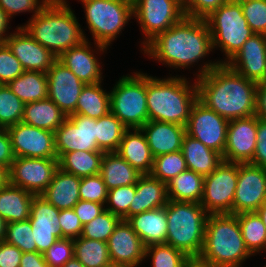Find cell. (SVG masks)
Segmentation results:
<instances>
[{
    "instance_id": "cell-45",
    "label": "cell",
    "mask_w": 266,
    "mask_h": 267,
    "mask_svg": "<svg viewBox=\"0 0 266 267\" xmlns=\"http://www.w3.org/2000/svg\"><path fill=\"white\" fill-rule=\"evenodd\" d=\"M135 195V184L108 190L105 209L121 220L129 218V208Z\"/></svg>"
},
{
    "instance_id": "cell-24",
    "label": "cell",
    "mask_w": 266,
    "mask_h": 267,
    "mask_svg": "<svg viewBox=\"0 0 266 267\" xmlns=\"http://www.w3.org/2000/svg\"><path fill=\"white\" fill-rule=\"evenodd\" d=\"M153 157L181 150L186 127L161 121H148L140 128Z\"/></svg>"
},
{
    "instance_id": "cell-40",
    "label": "cell",
    "mask_w": 266,
    "mask_h": 267,
    "mask_svg": "<svg viewBox=\"0 0 266 267\" xmlns=\"http://www.w3.org/2000/svg\"><path fill=\"white\" fill-rule=\"evenodd\" d=\"M144 257L152 259V267H186L192 260L184 252L167 244L146 246Z\"/></svg>"
},
{
    "instance_id": "cell-34",
    "label": "cell",
    "mask_w": 266,
    "mask_h": 267,
    "mask_svg": "<svg viewBox=\"0 0 266 267\" xmlns=\"http://www.w3.org/2000/svg\"><path fill=\"white\" fill-rule=\"evenodd\" d=\"M204 176L186 170L167 183L168 199L200 203L203 197Z\"/></svg>"
},
{
    "instance_id": "cell-1",
    "label": "cell",
    "mask_w": 266,
    "mask_h": 267,
    "mask_svg": "<svg viewBox=\"0 0 266 267\" xmlns=\"http://www.w3.org/2000/svg\"><path fill=\"white\" fill-rule=\"evenodd\" d=\"M204 64L195 73L198 99L203 104L227 120L256 114L257 83L218 60Z\"/></svg>"
},
{
    "instance_id": "cell-23",
    "label": "cell",
    "mask_w": 266,
    "mask_h": 267,
    "mask_svg": "<svg viewBox=\"0 0 266 267\" xmlns=\"http://www.w3.org/2000/svg\"><path fill=\"white\" fill-rule=\"evenodd\" d=\"M91 42L84 40L81 44L64 51L57 60L70 69L77 78L86 84L102 82L101 63L94 56ZM97 58V59H96Z\"/></svg>"
},
{
    "instance_id": "cell-20",
    "label": "cell",
    "mask_w": 266,
    "mask_h": 267,
    "mask_svg": "<svg viewBox=\"0 0 266 267\" xmlns=\"http://www.w3.org/2000/svg\"><path fill=\"white\" fill-rule=\"evenodd\" d=\"M226 64L248 80L266 82V35L254 33Z\"/></svg>"
},
{
    "instance_id": "cell-18",
    "label": "cell",
    "mask_w": 266,
    "mask_h": 267,
    "mask_svg": "<svg viewBox=\"0 0 266 267\" xmlns=\"http://www.w3.org/2000/svg\"><path fill=\"white\" fill-rule=\"evenodd\" d=\"M46 73L48 98L52 100L66 116L74 114L78 98L85 84L58 60L52 64Z\"/></svg>"
},
{
    "instance_id": "cell-50",
    "label": "cell",
    "mask_w": 266,
    "mask_h": 267,
    "mask_svg": "<svg viewBox=\"0 0 266 267\" xmlns=\"http://www.w3.org/2000/svg\"><path fill=\"white\" fill-rule=\"evenodd\" d=\"M226 1L227 0H181V4L185 16L204 19Z\"/></svg>"
},
{
    "instance_id": "cell-2",
    "label": "cell",
    "mask_w": 266,
    "mask_h": 267,
    "mask_svg": "<svg viewBox=\"0 0 266 267\" xmlns=\"http://www.w3.org/2000/svg\"><path fill=\"white\" fill-rule=\"evenodd\" d=\"M212 50V37L206 21L187 16L157 35L142 49L150 56L148 58L174 69L195 66Z\"/></svg>"
},
{
    "instance_id": "cell-22",
    "label": "cell",
    "mask_w": 266,
    "mask_h": 267,
    "mask_svg": "<svg viewBox=\"0 0 266 267\" xmlns=\"http://www.w3.org/2000/svg\"><path fill=\"white\" fill-rule=\"evenodd\" d=\"M111 263L129 267L140 266L145 260V246L127 220H120L107 241Z\"/></svg>"
},
{
    "instance_id": "cell-8",
    "label": "cell",
    "mask_w": 266,
    "mask_h": 267,
    "mask_svg": "<svg viewBox=\"0 0 266 267\" xmlns=\"http://www.w3.org/2000/svg\"><path fill=\"white\" fill-rule=\"evenodd\" d=\"M97 51H107L133 17V5L123 0H79Z\"/></svg>"
},
{
    "instance_id": "cell-64",
    "label": "cell",
    "mask_w": 266,
    "mask_h": 267,
    "mask_svg": "<svg viewBox=\"0 0 266 267\" xmlns=\"http://www.w3.org/2000/svg\"><path fill=\"white\" fill-rule=\"evenodd\" d=\"M186 267H210V266H206L204 264H201L197 260H191V262Z\"/></svg>"
},
{
    "instance_id": "cell-53",
    "label": "cell",
    "mask_w": 266,
    "mask_h": 267,
    "mask_svg": "<svg viewBox=\"0 0 266 267\" xmlns=\"http://www.w3.org/2000/svg\"><path fill=\"white\" fill-rule=\"evenodd\" d=\"M74 212L77 214L80 222L84 226L103 211H105V204L79 200L73 207Z\"/></svg>"
},
{
    "instance_id": "cell-49",
    "label": "cell",
    "mask_w": 266,
    "mask_h": 267,
    "mask_svg": "<svg viewBox=\"0 0 266 267\" xmlns=\"http://www.w3.org/2000/svg\"><path fill=\"white\" fill-rule=\"evenodd\" d=\"M24 71L20 61L7 44H0V84L7 85Z\"/></svg>"
},
{
    "instance_id": "cell-4",
    "label": "cell",
    "mask_w": 266,
    "mask_h": 267,
    "mask_svg": "<svg viewBox=\"0 0 266 267\" xmlns=\"http://www.w3.org/2000/svg\"><path fill=\"white\" fill-rule=\"evenodd\" d=\"M176 75L157 78L147 74L148 121L187 125L194 103L198 99L196 80Z\"/></svg>"
},
{
    "instance_id": "cell-32",
    "label": "cell",
    "mask_w": 266,
    "mask_h": 267,
    "mask_svg": "<svg viewBox=\"0 0 266 267\" xmlns=\"http://www.w3.org/2000/svg\"><path fill=\"white\" fill-rule=\"evenodd\" d=\"M66 119V114L47 98L25 104L22 122L55 132Z\"/></svg>"
},
{
    "instance_id": "cell-28",
    "label": "cell",
    "mask_w": 266,
    "mask_h": 267,
    "mask_svg": "<svg viewBox=\"0 0 266 267\" xmlns=\"http://www.w3.org/2000/svg\"><path fill=\"white\" fill-rule=\"evenodd\" d=\"M80 184V177L58 168L41 196L59 210L72 209L80 200Z\"/></svg>"
},
{
    "instance_id": "cell-54",
    "label": "cell",
    "mask_w": 266,
    "mask_h": 267,
    "mask_svg": "<svg viewBox=\"0 0 266 267\" xmlns=\"http://www.w3.org/2000/svg\"><path fill=\"white\" fill-rule=\"evenodd\" d=\"M250 163L266 168V120L261 118H258L256 148Z\"/></svg>"
},
{
    "instance_id": "cell-52",
    "label": "cell",
    "mask_w": 266,
    "mask_h": 267,
    "mask_svg": "<svg viewBox=\"0 0 266 267\" xmlns=\"http://www.w3.org/2000/svg\"><path fill=\"white\" fill-rule=\"evenodd\" d=\"M60 232L64 238H79L82 234L83 225L77 214L72 209H64L59 212Z\"/></svg>"
},
{
    "instance_id": "cell-13",
    "label": "cell",
    "mask_w": 266,
    "mask_h": 267,
    "mask_svg": "<svg viewBox=\"0 0 266 267\" xmlns=\"http://www.w3.org/2000/svg\"><path fill=\"white\" fill-rule=\"evenodd\" d=\"M58 168L57 158L15 157L9 168V182L34 195H41Z\"/></svg>"
},
{
    "instance_id": "cell-59",
    "label": "cell",
    "mask_w": 266,
    "mask_h": 267,
    "mask_svg": "<svg viewBox=\"0 0 266 267\" xmlns=\"http://www.w3.org/2000/svg\"><path fill=\"white\" fill-rule=\"evenodd\" d=\"M10 18L6 12L0 7V44H4L6 39L12 34L8 33ZM8 34H7V33Z\"/></svg>"
},
{
    "instance_id": "cell-58",
    "label": "cell",
    "mask_w": 266,
    "mask_h": 267,
    "mask_svg": "<svg viewBox=\"0 0 266 267\" xmlns=\"http://www.w3.org/2000/svg\"><path fill=\"white\" fill-rule=\"evenodd\" d=\"M255 115L266 120V82L257 83Z\"/></svg>"
},
{
    "instance_id": "cell-7",
    "label": "cell",
    "mask_w": 266,
    "mask_h": 267,
    "mask_svg": "<svg viewBox=\"0 0 266 267\" xmlns=\"http://www.w3.org/2000/svg\"><path fill=\"white\" fill-rule=\"evenodd\" d=\"M204 20L212 37L213 50L219 47L225 53L226 58L224 61L221 59L220 64H226L254 34L238 0H227Z\"/></svg>"
},
{
    "instance_id": "cell-14",
    "label": "cell",
    "mask_w": 266,
    "mask_h": 267,
    "mask_svg": "<svg viewBox=\"0 0 266 267\" xmlns=\"http://www.w3.org/2000/svg\"><path fill=\"white\" fill-rule=\"evenodd\" d=\"M55 149L59 160L73 151H100L96 141V119L72 114L54 132Z\"/></svg>"
},
{
    "instance_id": "cell-62",
    "label": "cell",
    "mask_w": 266,
    "mask_h": 267,
    "mask_svg": "<svg viewBox=\"0 0 266 267\" xmlns=\"http://www.w3.org/2000/svg\"><path fill=\"white\" fill-rule=\"evenodd\" d=\"M266 227V202L256 211Z\"/></svg>"
},
{
    "instance_id": "cell-17",
    "label": "cell",
    "mask_w": 266,
    "mask_h": 267,
    "mask_svg": "<svg viewBox=\"0 0 266 267\" xmlns=\"http://www.w3.org/2000/svg\"><path fill=\"white\" fill-rule=\"evenodd\" d=\"M257 124L256 115L229 120L223 161L238 164L251 162L257 142Z\"/></svg>"
},
{
    "instance_id": "cell-51",
    "label": "cell",
    "mask_w": 266,
    "mask_h": 267,
    "mask_svg": "<svg viewBox=\"0 0 266 267\" xmlns=\"http://www.w3.org/2000/svg\"><path fill=\"white\" fill-rule=\"evenodd\" d=\"M49 0H0V7L6 12L11 19L19 13L32 12L35 16Z\"/></svg>"
},
{
    "instance_id": "cell-63",
    "label": "cell",
    "mask_w": 266,
    "mask_h": 267,
    "mask_svg": "<svg viewBox=\"0 0 266 267\" xmlns=\"http://www.w3.org/2000/svg\"><path fill=\"white\" fill-rule=\"evenodd\" d=\"M63 267H84L80 261L76 258L73 257L72 259H70L69 261H67Z\"/></svg>"
},
{
    "instance_id": "cell-9",
    "label": "cell",
    "mask_w": 266,
    "mask_h": 267,
    "mask_svg": "<svg viewBox=\"0 0 266 267\" xmlns=\"http://www.w3.org/2000/svg\"><path fill=\"white\" fill-rule=\"evenodd\" d=\"M110 111L128 129L142 128L148 122L147 73L119 78L110 91Z\"/></svg>"
},
{
    "instance_id": "cell-6",
    "label": "cell",
    "mask_w": 266,
    "mask_h": 267,
    "mask_svg": "<svg viewBox=\"0 0 266 267\" xmlns=\"http://www.w3.org/2000/svg\"><path fill=\"white\" fill-rule=\"evenodd\" d=\"M208 216L200 203L168 200L165 244L197 260L204 246Z\"/></svg>"
},
{
    "instance_id": "cell-11",
    "label": "cell",
    "mask_w": 266,
    "mask_h": 267,
    "mask_svg": "<svg viewBox=\"0 0 266 267\" xmlns=\"http://www.w3.org/2000/svg\"><path fill=\"white\" fill-rule=\"evenodd\" d=\"M238 181V163L222 161L209 175L204 176L200 204L209 214H233L234 194Z\"/></svg>"
},
{
    "instance_id": "cell-29",
    "label": "cell",
    "mask_w": 266,
    "mask_h": 267,
    "mask_svg": "<svg viewBox=\"0 0 266 267\" xmlns=\"http://www.w3.org/2000/svg\"><path fill=\"white\" fill-rule=\"evenodd\" d=\"M181 151L188 170L202 176L212 173L223 161L220 153L206 147L202 142L185 134Z\"/></svg>"
},
{
    "instance_id": "cell-60",
    "label": "cell",
    "mask_w": 266,
    "mask_h": 267,
    "mask_svg": "<svg viewBox=\"0 0 266 267\" xmlns=\"http://www.w3.org/2000/svg\"><path fill=\"white\" fill-rule=\"evenodd\" d=\"M9 183V169L0 165V189Z\"/></svg>"
},
{
    "instance_id": "cell-41",
    "label": "cell",
    "mask_w": 266,
    "mask_h": 267,
    "mask_svg": "<svg viewBox=\"0 0 266 267\" xmlns=\"http://www.w3.org/2000/svg\"><path fill=\"white\" fill-rule=\"evenodd\" d=\"M187 170L186 161L182 151L162 154L153 160V167L150 175L167 184L181 172Z\"/></svg>"
},
{
    "instance_id": "cell-30",
    "label": "cell",
    "mask_w": 266,
    "mask_h": 267,
    "mask_svg": "<svg viewBox=\"0 0 266 267\" xmlns=\"http://www.w3.org/2000/svg\"><path fill=\"white\" fill-rule=\"evenodd\" d=\"M100 175L108 190L134 185L143 175L133 168L117 152L104 153L101 160Z\"/></svg>"
},
{
    "instance_id": "cell-56",
    "label": "cell",
    "mask_w": 266,
    "mask_h": 267,
    "mask_svg": "<svg viewBox=\"0 0 266 267\" xmlns=\"http://www.w3.org/2000/svg\"><path fill=\"white\" fill-rule=\"evenodd\" d=\"M14 159L9 133L0 128V165L9 169Z\"/></svg>"
},
{
    "instance_id": "cell-35",
    "label": "cell",
    "mask_w": 266,
    "mask_h": 267,
    "mask_svg": "<svg viewBox=\"0 0 266 267\" xmlns=\"http://www.w3.org/2000/svg\"><path fill=\"white\" fill-rule=\"evenodd\" d=\"M101 83L86 84L83 87L74 114L99 119L110 112V92H106Z\"/></svg>"
},
{
    "instance_id": "cell-48",
    "label": "cell",
    "mask_w": 266,
    "mask_h": 267,
    "mask_svg": "<svg viewBox=\"0 0 266 267\" xmlns=\"http://www.w3.org/2000/svg\"><path fill=\"white\" fill-rule=\"evenodd\" d=\"M43 255L48 267H63L74 257V239L64 237L58 239Z\"/></svg>"
},
{
    "instance_id": "cell-27",
    "label": "cell",
    "mask_w": 266,
    "mask_h": 267,
    "mask_svg": "<svg viewBox=\"0 0 266 267\" xmlns=\"http://www.w3.org/2000/svg\"><path fill=\"white\" fill-rule=\"evenodd\" d=\"M116 152L140 173H151L154 157L140 128L127 129Z\"/></svg>"
},
{
    "instance_id": "cell-19",
    "label": "cell",
    "mask_w": 266,
    "mask_h": 267,
    "mask_svg": "<svg viewBox=\"0 0 266 267\" xmlns=\"http://www.w3.org/2000/svg\"><path fill=\"white\" fill-rule=\"evenodd\" d=\"M59 212L60 210L43 196L34 195L29 220L37 252L43 254L53 243L63 238L60 232Z\"/></svg>"
},
{
    "instance_id": "cell-37",
    "label": "cell",
    "mask_w": 266,
    "mask_h": 267,
    "mask_svg": "<svg viewBox=\"0 0 266 267\" xmlns=\"http://www.w3.org/2000/svg\"><path fill=\"white\" fill-rule=\"evenodd\" d=\"M128 128L110 111L96 119V141L104 153L116 152Z\"/></svg>"
},
{
    "instance_id": "cell-10",
    "label": "cell",
    "mask_w": 266,
    "mask_h": 267,
    "mask_svg": "<svg viewBox=\"0 0 266 267\" xmlns=\"http://www.w3.org/2000/svg\"><path fill=\"white\" fill-rule=\"evenodd\" d=\"M133 16L144 33L142 49L157 35L165 32L184 16L181 0H138L133 5Z\"/></svg>"
},
{
    "instance_id": "cell-12",
    "label": "cell",
    "mask_w": 266,
    "mask_h": 267,
    "mask_svg": "<svg viewBox=\"0 0 266 267\" xmlns=\"http://www.w3.org/2000/svg\"><path fill=\"white\" fill-rule=\"evenodd\" d=\"M228 124L229 120L223 118L197 99L186 125V134L199 140L206 147L220 153L223 157Z\"/></svg>"
},
{
    "instance_id": "cell-44",
    "label": "cell",
    "mask_w": 266,
    "mask_h": 267,
    "mask_svg": "<svg viewBox=\"0 0 266 267\" xmlns=\"http://www.w3.org/2000/svg\"><path fill=\"white\" fill-rule=\"evenodd\" d=\"M4 241L16 246L23 253L37 251V245L32 234V226L29 219L7 223Z\"/></svg>"
},
{
    "instance_id": "cell-57",
    "label": "cell",
    "mask_w": 266,
    "mask_h": 267,
    "mask_svg": "<svg viewBox=\"0 0 266 267\" xmlns=\"http://www.w3.org/2000/svg\"><path fill=\"white\" fill-rule=\"evenodd\" d=\"M19 267H48V264L42 253L25 252L22 254Z\"/></svg>"
},
{
    "instance_id": "cell-43",
    "label": "cell",
    "mask_w": 266,
    "mask_h": 267,
    "mask_svg": "<svg viewBox=\"0 0 266 267\" xmlns=\"http://www.w3.org/2000/svg\"><path fill=\"white\" fill-rule=\"evenodd\" d=\"M120 220L118 216L105 210L83 226L80 237L107 242Z\"/></svg>"
},
{
    "instance_id": "cell-31",
    "label": "cell",
    "mask_w": 266,
    "mask_h": 267,
    "mask_svg": "<svg viewBox=\"0 0 266 267\" xmlns=\"http://www.w3.org/2000/svg\"><path fill=\"white\" fill-rule=\"evenodd\" d=\"M34 194L12 185L0 189V217L7 223L29 219Z\"/></svg>"
},
{
    "instance_id": "cell-25",
    "label": "cell",
    "mask_w": 266,
    "mask_h": 267,
    "mask_svg": "<svg viewBox=\"0 0 266 267\" xmlns=\"http://www.w3.org/2000/svg\"><path fill=\"white\" fill-rule=\"evenodd\" d=\"M168 200L167 184L150 174H143L135 184V195L129 208V217L164 207Z\"/></svg>"
},
{
    "instance_id": "cell-21",
    "label": "cell",
    "mask_w": 266,
    "mask_h": 267,
    "mask_svg": "<svg viewBox=\"0 0 266 267\" xmlns=\"http://www.w3.org/2000/svg\"><path fill=\"white\" fill-rule=\"evenodd\" d=\"M15 30L5 43L20 61L23 69L46 73L57 57L34 40L22 26Z\"/></svg>"
},
{
    "instance_id": "cell-39",
    "label": "cell",
    "mask_w": 266,
    "mask_h": 267,
    "mask_svg": "<svg viewBox=\"0 0 266 267\" xmlns=\"http://www.w3.org/2000/svg\"><path fill=\"white\" fill-rule=\"evenodd\" d=\"M74 257L84 267H104L111 263L107 242L83 237L74 239Z\"/></svg>"
},
{
    "instance_id": "cell-42",
    "label": "cell",
    "mask_w": 266,
    "mask_h": 267,
    "mask_svg": "<svg viewBox=\"0 0 266 267\" xmlns=\"http://www.w3.org/2000/svg\"><path fill=\"white\" fill-rule=\"evenodd\" d=\"M25 104L8 85L0 84V128L7 129L22 121Z\"/></svg>"
},
{
    "instance_id": "cell-55",
    "label": "cell",
    "mask_w": 266,
    "mask_h": 267,
    "mask_svg": "<svg viewBox=\"0 0 266 267\" xmlns=\"http://www.w3.org/2000/svg\"><path fill=\"white\" fill-rule=\"evenodd\" d=\"M23 252L5 241L0 242V267H19Z\"/></svg>"
},
{
    "instance_id": "cell-47",
    "label": "cell",
    "mask_w": 266,
    "mask_h": 267,
    "mask_svg": "<svg viewBox=\"0 0 266 267\" xmlns=\"http://www.w3.org/2000/svg\"><path fill=\"white\" fill-rule=\"evenodd\" d=\"M80 200L106 205L108 189L100 174L81 178Z\"/></svg>"
},
{
    "instance_id": "cell-15",
    "label": "cell",
    "mask_w": 266,
    "mask_h": 267,
    "mask_svg": "<svg viewBox=\"0 0 266 267\" xmlns=\"http://www.w3.org/2000/svg\"><path fill=\"white\" fill-rule=\"evenodd\" d=\"M265 202L266 168L251 163L238 164L233 214L256 212Z\"/></svg>"
},
{
    "instance_id": "cell-66",
    "label": "cell",
    "mask_w": 266,
    "mask_h": 267,
    "mask_svg": "<svg viewBox=\"0 0 266 267\" xmlns=\"http://www.w3.org/2000/svg\"><path fill=\"white\" fill-rule=\"evenodd\" d=\"M123 1L128 2L131 5H134L138 0H123Z\"/></svg>"
},
{
    "instance_id": "cell-65",
    "label": "cell",
    "mask_w": 266,
    "mask_h": 267,
    "mask_svg": "<svg viewBox=\"0 0 266 267\" xmlns=\"http://www.w3.org/2000/svg\"><path fill=\"white\" fill-rule=\"evenodd\" d=\"M104 267H129V266L123 265V264L110 263L109 265L104 266Z\"/></svg>"
},
{
    "instance_id": "cell-3",
    "label": "cell",
    "mask_w": 266,
    "mask_h": 267,
    "mask_svg": "<svg viewBox=\"0 0 266 267\" xmlns=\"http://www.w3.org/2000/svg\"><path fill=\"white\" fill-rule=\"evenodd\" d=\"M27 23L22 25L27 33L57 58L88 40L66 0H49Z\"/></svg>"
},
{
    "instance_id": "cell-61",
    "label": "cell",
    "mask_w": 266,
    "mask_h": 267,
    "mask_svg": "<svg viewBox=\"0 0 266 267\" xmlns=\"http://www.w3.org/2000/svg\"><path fill=\"white\" fill-rule=\"evenodd\" d=\"M6 226H7V222L2 217H0V242L4 241L5 239Z\"/></svg>"
},
{
    "instance_id": "cell-33",
    "label": "cell",
    "mask_w": 266,
    "mask_h": 267,
    "mask_svg": "<svg viewBox=\"0 0 266 267\" xmlns=\"http://www.w3.org/2000/svg\"><path fill=\"white\" fill-rule=\"evenodd\" d=\"M7 85L24 104L48 98L47 73L24 71Z\"/></svg>"
},
{
    "instance_id": "cell-26",
    "label": "cell",
    "mask_w": 266,
    "mask_h": 267,
    "mask_svg": "<svg viewBox=\"0 0 266 267\" xmlns=\"http://www.w3.org/2000/svg\"><path fill=\"white\" fill-rule=\"evenodd\" d=\"M132 229L140 237L143 245L165 244L167 236V205L145 211L127 219Z\"/></svg>"
},
{
    "instance_id": "cell-46",
    "label": "cell",
    "mask_w": 266,
    "mask_h": 267,
    "mask_svg": "<svg viewBox=\"0 0 266 267\" xmlns=\"http://www.w3.org/2000/svg\"><path fill=\"white\" fill-rule=\"evenodd\" d=\"M248 26L255 34L266 35V0H238Z\"/></svg>"
},
{
    "instance_id": "cell-38",
    "label": "cell",
    "mask_w": 266,
    "mask_h": 267,
    "mask_svg": "<svg viewBox=\"0 0 266 267\" xmlns=\"http://www.w3.org/2000/svg\"><path fill=\"white\" fill-rule=\"evenodd\" d=\"M242 237L248 250L255 256L266 250V227L256 212L236 214Z\"/></svg>"
},
{
    "instance_id": "cell-5",
    "label": "cell",
    "mask_w": 266,
    "mask_h": 267,
    "mask_svg": "<svg viewBox=\"0 0 266 267\" xmlns=\"http://www.w3.org/2000/svg\"><path fill=\"white\" fill-rule=\"evenodd\" d=\"M254 256L246 247L236 214H209L197 261L210 267H242Z\"/></svg>"
},
{
    "instance_id": "cell-16",
    "label": "cell",
    "mask_w": 266,
    "mask_h": 267,
    "mask_svg": "<svg viewBox=\"0 0 266 267\" xmlns=\"http://www.w3.org/2000/svg\"><path fill=\"white\" fill-rule=\"evenodd\" d=\"M15 157L57 158L54 132L19 122L6 129Z\"/></svg>"
},
{
    "instance_id": "cell-36",
    "label": "cell",
    "mask_w": 266,
    "mask_h": 267,
    "mask_svg": "<svg viewBox=\"0 0 266 267\" xmlns=\"http://www.w3.org/2000/svg\"><path fill=\"white\" fill-rule=\"evenodd\" d=\"M102 151H73L65 153L58 161L59 168L83 178L100 174Z\"/></svg>"
}]
</instances>
